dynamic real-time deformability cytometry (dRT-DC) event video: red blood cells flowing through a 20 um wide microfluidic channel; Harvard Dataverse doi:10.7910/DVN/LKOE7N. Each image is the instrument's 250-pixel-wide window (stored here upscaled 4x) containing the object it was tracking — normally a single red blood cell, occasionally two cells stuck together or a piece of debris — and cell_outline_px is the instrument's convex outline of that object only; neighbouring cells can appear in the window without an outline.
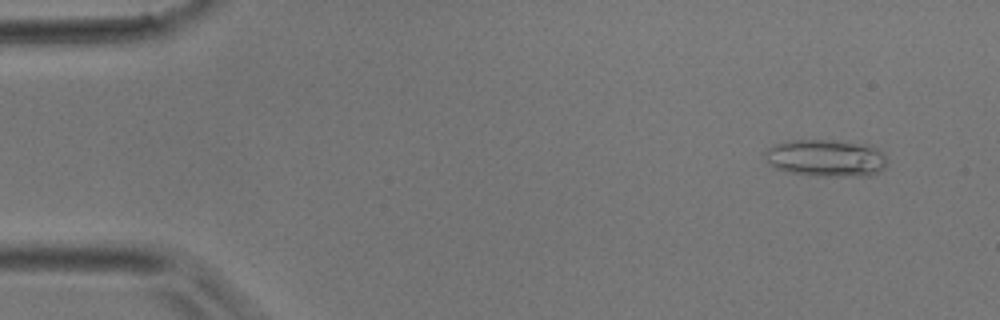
{"species": "common noctule bat (a hibernating species)", "species_latin": "Nyctalus noctula", "temperature_condition": "room temperature", "stored_images_in_passage": 45, "camera_frame_rate_fps": 3000, "um_per_image_px": 0.085, "animal": {"sex": "male", "body_mass_g": 17.9}, "frame": {"image": 1, "passage_image": 4, "time_ms": 1.0, "image_size_px": [1000, 320], "cell_outline_px": [[884, 168], [872, 176], [820, 176], [784, 172], [768, 164], [764, 156], [764, 152], [768, 148], [776, 144], [792, 140], [836, 140], [868, 144], [884, 152]], "centroid_in_image_um": [70.19, 13.44], "position_along_channel_um": 14.8, "area_um2": 26.7}}
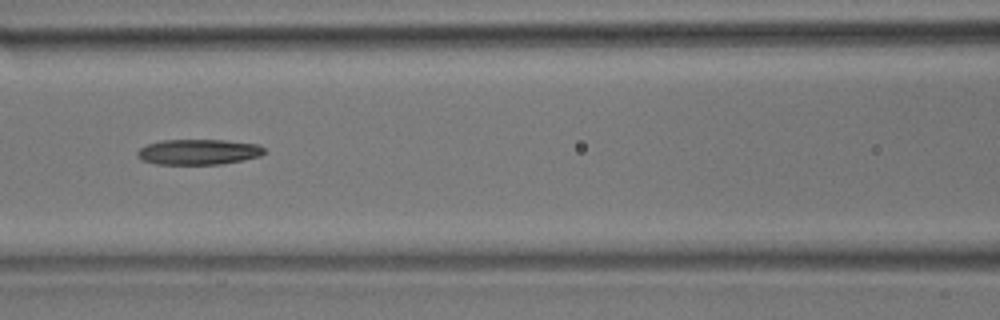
{"frame": {"image": 2, "passage_image": 20, "time_ms": 6.333, "image_size_px": [1000, 320], "cell_outline_px": [[264, 152], [260, 156], [220, 164], [156, 164], [140, 160], [136, 156], [136, 152], [140, 148], [148, 144], [160, 140], [224, 140], [256, 144], [264, 148]], "centroid_in_image_um": [16.8, 12.91], "position_along_channel_um": 149.8, "area_um2": 18.73}}
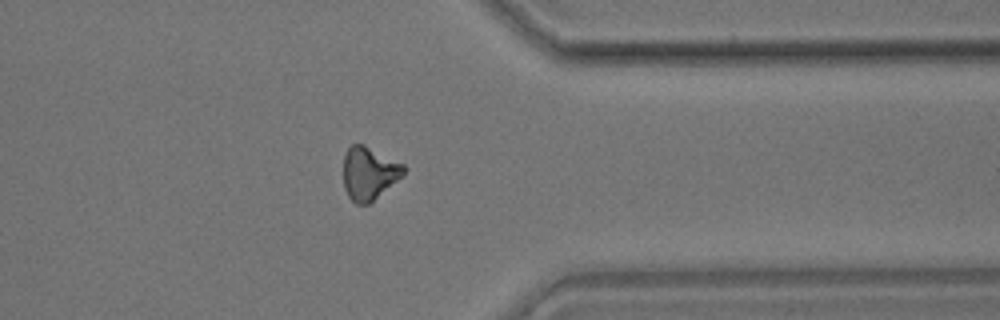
{"frame": {"image": 3, "passage_image": 36, "time_ms": 11.667, "image_size_px": [1000, 320], "cell_outline_px": [[404, 172], [396, 180], [368, 204], [356, 204], [348, 196], [344, 188], [344, 156], [348, 148], [352, 144], [364, 144], [404, 164]], "centroid_in_image_um": [31.33, 14.7], "position_along_channel_um": 380.1, "area_um2": 18.21}}